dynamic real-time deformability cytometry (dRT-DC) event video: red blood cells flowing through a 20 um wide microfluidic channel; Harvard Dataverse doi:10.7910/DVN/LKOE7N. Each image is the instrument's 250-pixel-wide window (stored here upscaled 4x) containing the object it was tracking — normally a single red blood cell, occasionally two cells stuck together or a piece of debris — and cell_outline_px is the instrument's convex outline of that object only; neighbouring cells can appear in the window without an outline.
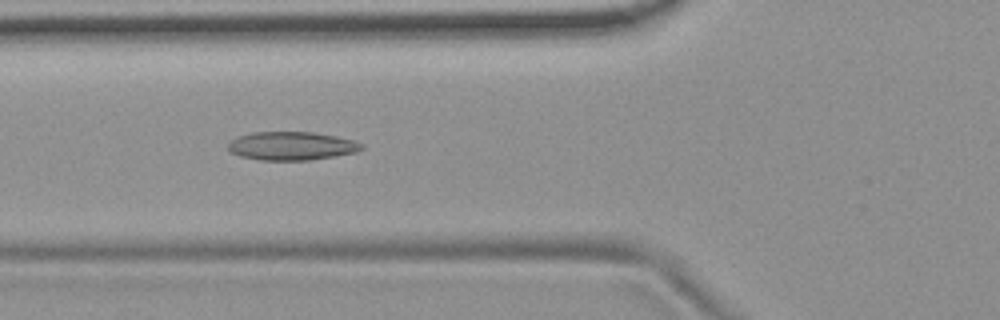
{"species": "common noctule bat (a hibernating species)", "species_latin": "Nyctalus noctula", "temperature_condition": "room temperature", "stored_images_in_passage": 6, "camera_frame_rate_fps": 3000, "um_per_image_px": 0.085, "animal": {"sex": "female", "body_mass_g": 19.9}, "frame": {"image": 1, "passage_image": 5, "time_ms": 1.333, "image_size_px": [1000, 320], "cell_outline_px": [[364, 148], [356, 152], [336, 156], [308, 160], [260, 160], [240, 156], [232, 152], [228, 148], [228, 144], [236, 136], [252, 132], [312, 132], [336, 136], [356, 140], [364, 144]], "centroid_in_image_um": [24.82, 12.4], "position_along_channel_um": 101.0, "area_um2": 22.25}}
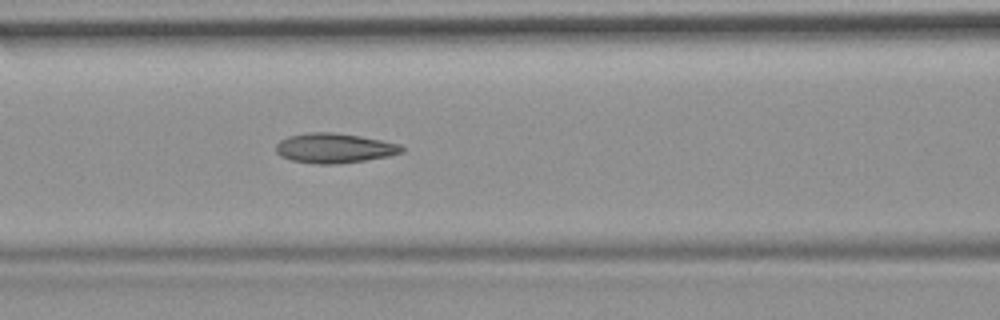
{"frame": {"image": 2, "passage_image": 6, "time_ms": 1.667, "image_size_px": [1000, 320], "cell_outline_px": [[404, 152], [388, 156], [364, 160], [336, 164], [316, 164], [292, 160], [280, 156], [276, 152], [276, 144], [280, 140], [288, 136], [308, 132], [332, 132], [360, 136], [400, 144], [404, 148]], "centroid_in_image_um": [28.4, 12.59], "position_along_channel_um": 138.2, "area_um2": 21.79}}